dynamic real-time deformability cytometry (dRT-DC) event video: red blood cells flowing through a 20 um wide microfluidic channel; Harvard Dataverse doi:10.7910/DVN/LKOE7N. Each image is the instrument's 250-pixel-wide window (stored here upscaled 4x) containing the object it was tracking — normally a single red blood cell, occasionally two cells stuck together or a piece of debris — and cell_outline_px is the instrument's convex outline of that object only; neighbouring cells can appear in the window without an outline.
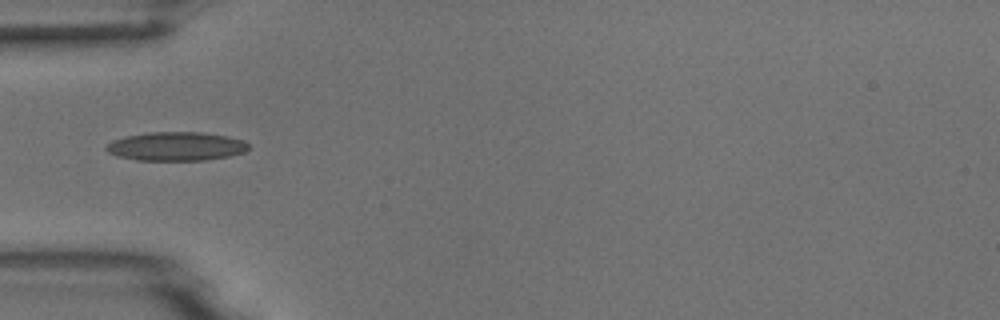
{"species": "common noctule bat (a hibernating species)", "species_latin": "Nyctalus noctula", "temperature_condition": "room temperature", "stored_images_in_passage": 5, "camera_frame_rate_fps": 3000, "um_per_image_px": 0.085, "animal": {"sex": "male", "body_mass_g": 18.8}, "frame": {"image": 1, "passage_image": 5, "time_ms": 4.667, "image_size_px": [1000, 320], "cell_outline_px": [[248, 148], [244, 152], [228, 156], [204, 160], [136, 160], [116, 156], [108, 152], [104, 148], [112, 140], [124, 136], [148, 132], [204, 132], [228, 136], [244, 140], [248, 144]], "centroid_in_image_um": [14.94, 12.43], "position_along_channel_um": 70.1, "area_um2": 23.99}}